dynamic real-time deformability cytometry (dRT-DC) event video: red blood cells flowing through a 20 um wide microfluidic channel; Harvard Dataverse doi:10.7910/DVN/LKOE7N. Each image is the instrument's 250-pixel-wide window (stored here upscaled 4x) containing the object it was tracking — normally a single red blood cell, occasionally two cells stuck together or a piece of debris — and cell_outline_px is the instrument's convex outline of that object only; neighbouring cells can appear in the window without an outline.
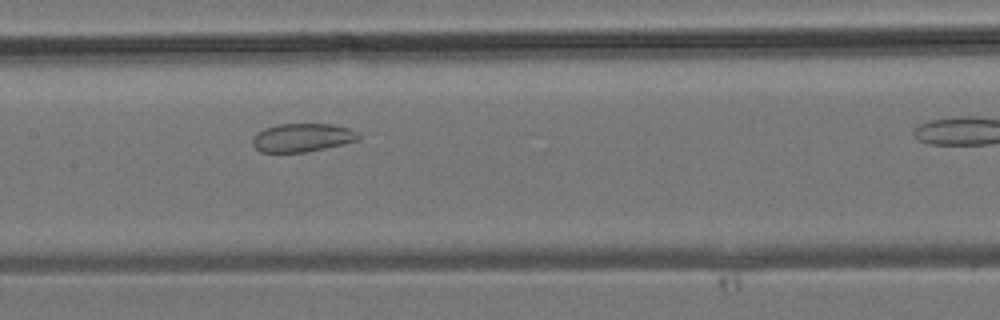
{"species": "common noctule bat (a hibernating species)", "species_latin": "Nyctalus noctula", "temperature_condition": "room temperature", "stored_images_in_passage": 23, "segment_of_instrument_passage": [1, 2], "camera_frame_rate_fps": 3000, "um_per_image_px": 0.085, "animal": {"sex": "male", "body_mass_g": 19.2, "forearm_length_mm": 51.8}, "frame": {"image": 1, "passage_image": 11, "time_ms": 3.333, "image_size_px": [1000, 320], "cell_outline_px": [[360, 140], [324, 148], [304, 152], [260, 152], [252, 144], [252, 136], [256, 132], [264, 128], [276, 124], [332, 124], [348, 128], [356, 132], [360, 136]], "centroid_in_image_um": [25.65, 11.69], "position_along_channel_um": 181.8, "area_um2": 17.57}}
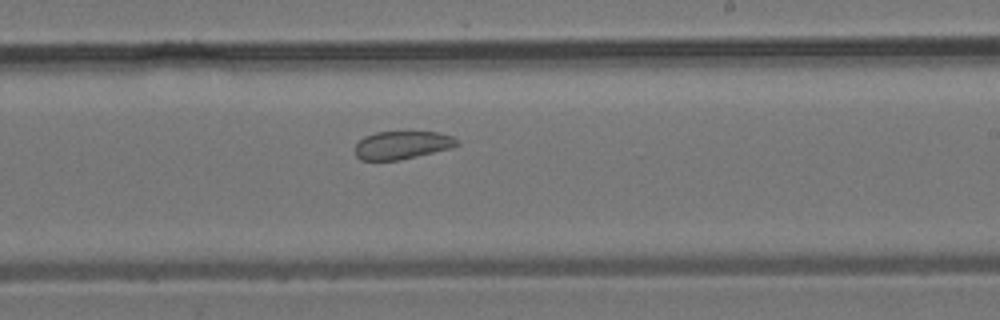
{"frame": {"image": 2, "passage_image": 15, "time_ms": 4.667, "image_size_px": [1000, 320], "cell_outline_px": [[460, 144], [452, 148], [400, 160], [360, 160], [356, 156], [356, 144], [364, 136], [376, 132], [408, 128], [440, 132], [452, 136], [460, 140]], "centroid_in_image_um": [34.25, 12.26], "position_along_channel_um": 254.8, "area_um2": 17.69}}
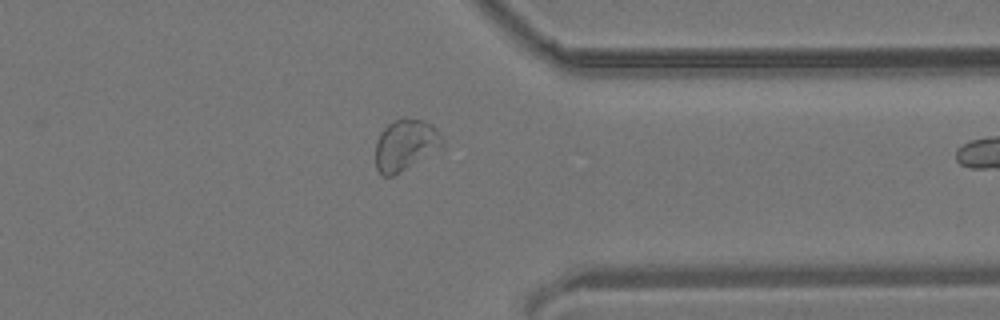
{"frame": {"image": 3, "passage_image": 22, "time_ms": 7.0, "image_size_px": [1000, 320], "cell_outline_px": [[444, 144], [400, 172], [392, 176], [384, 176], [376, 168], [376, 140], [380, 132], [392, 120], [404, 116], [424, 120], [432, 124], [440, 132], [444, 140]], "centroid_in_image_um": [34.44, 12.26], "position_along_channel_um": 377.0, "area_um2": 19.88}}